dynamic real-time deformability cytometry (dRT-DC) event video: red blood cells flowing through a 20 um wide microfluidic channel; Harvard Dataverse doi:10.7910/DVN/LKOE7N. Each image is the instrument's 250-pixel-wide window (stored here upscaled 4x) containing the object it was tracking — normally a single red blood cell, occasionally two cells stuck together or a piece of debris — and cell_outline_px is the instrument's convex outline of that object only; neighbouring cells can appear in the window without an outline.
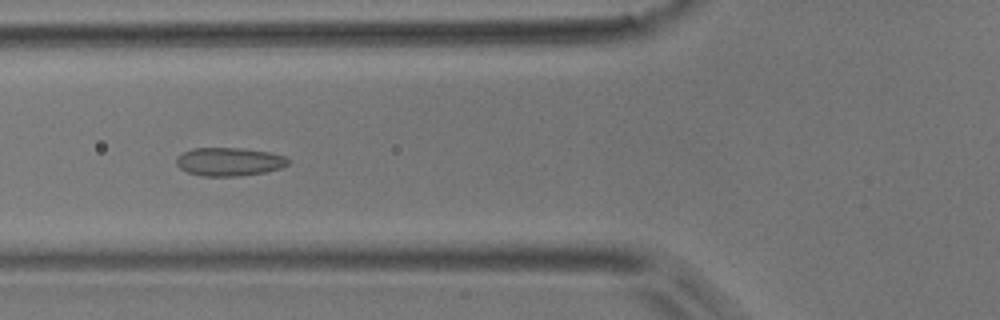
{"species": "common noctule bat (a hibernating species)", "species_latin": "Nyctalus noctula", "temperature_condition": "room temperature", "stored_images_in_passage": 8, "segment_of_instrument_passage": [1, 2], "camera_frame_rate_fps": 3000, "um_per_image_px": 0.085, "animal": {"sex": "male", "body_mass_g": 17.9}, "frame": {"image": 1, "passage_image": 6, "time_ms": 5.667, "image_size_px": [1000, 320], "cell_outline_px": [[288, 164], [280, 168], [264, 172], [240, 176], [200, 176], [188, 172], [180, 168], [176, 164], [176, 160], [184, 152], [192, 148], [240, 148], [268, 152], [284, 156], [288, 160]], "centroid_in_image_um": [19.46, 13.75], "position_along_channel_um": 106.3, "area_um2": 18.26}}